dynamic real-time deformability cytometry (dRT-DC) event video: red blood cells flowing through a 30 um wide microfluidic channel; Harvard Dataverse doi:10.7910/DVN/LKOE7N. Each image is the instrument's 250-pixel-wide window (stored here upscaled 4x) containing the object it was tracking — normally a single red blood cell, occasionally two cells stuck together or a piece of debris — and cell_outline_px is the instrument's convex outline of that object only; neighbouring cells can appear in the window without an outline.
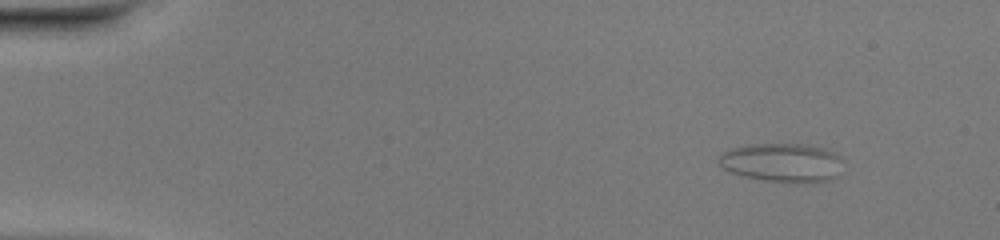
{"species": "common noctule bat (a hibernating species)", "species_latin": "Nyctalus noctula", "temperature_condition": "warm", "stored_images_in_passage": 46, "camera_frame_rate_fps": 3000, "um_per_image_px": 0.085, "animal": {"sex": "female", "body_mass_g": 20.0, "forearm_length_mm": 54.0}, "frame": {"image": 1, "passage_image": 1, "time_ms": 0.0, "image_size_px": [1000, 240], "cell_outline_px": [[840, 160], [836, 176], [832, 180], [812, 184], [796, 184], [764, 180], [744, 176], [732, 172], [724, 168], [720, 164], [720, 156], [724, 152], [732, 148], [748, 144], [808, 144], [824, 148], [840, 156]], "centroid_in_image_um": [66.52, 13.84], "position_along_channel_um": 18.5, "area_um2": 28.21}}
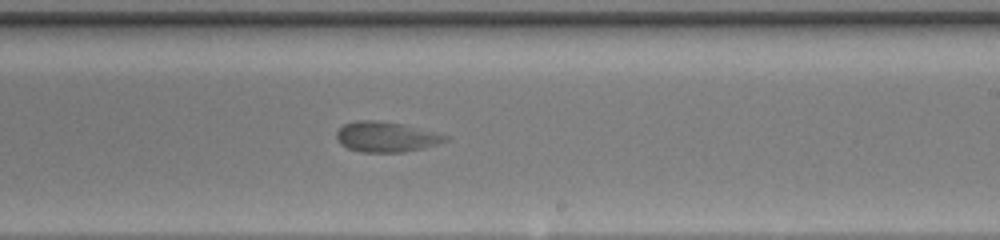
{"frame": {"image": 2, "passage_image": 27, "time_ms": 8.667, "image_size_px": [1000, 240], "cell_outline_px": [[448, 140], [424, 148], [404, 152], [360, 152], [348, 148], [340, 144], [336, 140], [336, 132], [344, 124], [356, 120], [376, 120], [404, 124], [448, 136]], "centroid_in_image_um": [32.78, 11.63], "position_along_channel_um": 256.2, "area_um2": 19.19}}
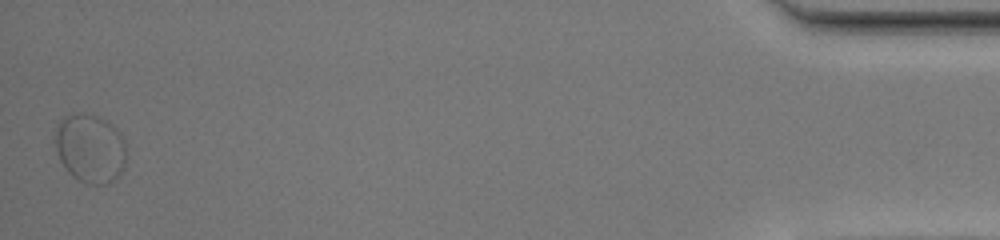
{"frame": {"image": 3, "passage_image": 46, "time_ms": 15.0, "image_size_px": [1000, 240], "cell_outline_px": [[124, 164], [120, 176], [108, 184], [88, 184], [72, 176], [68, 172], [60, 160], [56, 148], [56, 128], [60, 120], [64, 116], [72, 112], [84, 112], [96, 116], [112, 124], [124, 136]], "centroid_in_image_um": [7.66, 12.59], "position_along_channel_um": 427.5, "area_um2": 28.67}}